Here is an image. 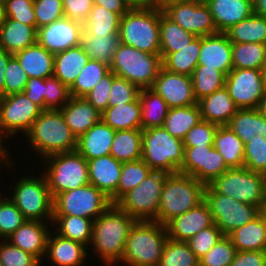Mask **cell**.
Listing matches in <instances>:
<instances>
[{
	"label": "cell",
	"instance_id": "obj_27",
	"mask_svg": "<svg viewBox=\"0 0 266 266\" xmlns=\"http://www.w3.org/2000/svg\"><path fill=\"white\" fill-rule=\"evenodd\" d=\"M114 134L115 130L100 120L77 139V151L86 160L110 155Z\"/></svg>",
	"mask_w": 266,
	"mask_h": 266
},
{
	"label": "cell",
	"instance_id": "obj_39",
	"mask_svg": "<svg viewBox=\"0 0 266 266\" xmlns=\"http://www.w3.org/2000/svg\"><path fill=\"white\" fill-rule=\"evenodd\" d=\"M52 225H56L54 230L58 235L89 247L93 220L75 216H53Z\"/></svg>",
	"mask_w": 266,
	"mask_h": 266
},
{
	"label": "cell",
	"instance_id": "obj_37",
	"mask_svg": "<svg viewBox=\"0 0 266 266\" xmlns=\"http://www.w3.org/2000/svg\"><path fill=\"white\" fill-rule=\"evenodd\" d=\"M160 56L177 52L187 46L196 36L169 19L160 11Z\"/></svg>",
	"mask_w": 266,
	"mask_h": 266
},
{
	"label": "cell",
	"instance_id": "obj_7",
	"mask_svg": "<svg viewBox=\"0 0 266 266\" xmlns=\"http://www.w3.org/2000/svg\"><path fill=\"white\" fill-rule=\"evenodd\" d=\"M161 67L160 55H152L121 43L113 55L110 71L141 90L152 87Z\"/></svg>",
	"mask_w": 266,
	"mask_h": 266
},
{
	"label": "cell",
	"instance_id": "obj_15",
	"mask_svg": "<svg viewBox=\"0 0 266 266\" xmlns=\"http://www.w3.org/2000/svg\"><path fill=\"white\" fill-rule=\"evenodd\" d=\"M225 88L239 109L257 108L265 92L262 70L232 69L226 75Z\"/></svg>",
	"mask_w": 266,
	"mask_h": 266
},
{
	"label": "cell",
	"instance_id": "obj_62",
	"mask_svg": "<svg viewBox=\"0 0 266 266\" xmlns=\"http://www.w3.org/2000/svg\"><path fill=\"white\" fill-rule=\"evenodd\" d=\"M64 16L84 24L93 7V0H62Z\"/></svg>",
	"mask_w": 266,
	"mask_h": 266
},
{
	"label": "cell",
	"instance_id": "obj_60",
	"mask_svg": "<svg viewBox=\"0 0 266 266\" xmlns=\"http://www.w3.org/2000/svg\"><path fill=\"white\" fill-rule=\"evenodd\" d=\"M5 17L28 26H36L34 0H7L4 3Z\"/></svg>",
	"mask_w": 266,
	"mask_h": 266
},
{
	"label": "cell",
	"instance_id": "obj_71",
	"mask_svg": "<svg viewBox=\"0 0 266 266\" xmlns=\"http://www.w3.org/2000/svg\"><path fill=\"white\" fill-rule=\"evenodd\" d=\"M2 139L6 140V138L0 136V165H1V162H4L5 164H7V166L9 165L10 168L14 167L11 165L12 164V161H10L11 159H8V157H9L8 156L9 153L7 151L8 148H5L2 145L3 144ZM0 169H1V166H0Z\"/></svg>",
	"mask_w": 266,
	"mask_h": 266
},
{
	"label": "cell",
	"instance_id": "obj_1",
	"mask_svg": "<svg viewBox=\"0 0 266 266\" xmlns=\"http://www.w3.org/2000/svg\"><path fill=\"white\" fill-rule=\"evenodd\" d=\"M136 220L117 204L108 207L93 221L90 246L106 266H115L122 260L125 243Z\"/></svg>",
	"mask_w": 266,
	"mask_h": 266
},
{
	"label": "cell",
	"instance_id": "obj_21",
	"mask_svg": "<svg viewBox=\"0 0 266 266\" xmlns=\"http://www.w3.org/2000/svg\"><path fill=\"white\" fill-rule=\"evenodd\" d=\"M205 65L220 70L225 76L233 69L232 42L225 33L201 37L198 66Z\"/></svg>",
	"mask_w": 266,
	"mask_h": 266
},
{
	"label": "cell",
	"instance_id": "obj_22",
	"mask_svg": "<svg viewBox=\"0 0 266 266\" xmlns=\"http://www.w3.org/2000/svg\"><path fill=\"white\" fill-rule=\"evenodd\" d=\"M49 224L44 221L26 220L6 240L21 250L32 254L41 262L42 259L44 260L47 240L51 232Z\"/></svg>",
	"mask_w": 266,
	"mask_h": 266
},
{
	"label": "cell",
	"instance_id": "obj_36",
	"mask_svg": "<svg viewBox=\"0 0 266 266\" xmlns=\"http://www.w3.org/2000/svg\"><path fill=\"white\" fill-rule=\"evenodd\" d=\"M214 148L229 168L244 167V142L228 126H218Z\"/></svg>",
	"mask_w": 266,
	"mask_h": 266
},
{
	"label": "cell",
	"instance_id": "obj_4",
	"mask_svg": "<svg viewBox=\"0 0 266 266\" xmlns=\"http://www.w3.org/2000/svg\"><path fill=\"white\" fill-rule=\"evenodd\" d=\"M206 185L182 173L168 174L163 185L157 222L166 225L204 201Z\"/></svg>",
	"mask_w": 266,
	"mask_h": 266
},
{
	"label": "cell",
	"instance_id": "obj_47",
	"mask_svg": "<svg viewBox=\"0 0 266 266\" xmlns=\"http://www.w3.org/2000/svg\"><path fill=\"white\" fill-rule=\"evenodd\" d=\"M151 171L142 159L124 162L116 190V203L130 190L141 184Z\"/></svg>",
	"mask_w": 266,
	"mask_h": 266
},
{
	"label": "cell",
	"instance_id": "obj_72",
	"mask_svg": "<svg viewBox=\"0 0 266 266\" xmlns=\"http://www.w3.org/2000/svg\"><path fill=\"white\" fill-rule=\"evenodd\" d=\"M257 110L264 118H266V91L264 92V95L260 98Z\"/></svg>",
	"mask_w": 266,
	"mask_h": 266
},
{
	"label": "cell",
	"instance_id": "obj_50",
	"mask_svg": "<svg viewBox=\"0 0 266 266\" xmlns=\"http://www.w3.org/2000/svg\"><path fill=\"white\" fill-rule=\"evenodd\" d=\"M26 221L16 205L6 197H0V240H6Z\"/></svg>",
	"mask_w": 266,
	"mask_h": 266
},
{
	"label": "cell",
	"instance_id": "obj_77",
	"mask_svg": "<svg viewBox=\"0 0 266 266\" xmlns=\"http://www.w3.org/2000/svg\"><path fill=\"white\" fill-rule=\"evenodd\" d=\"M7 0H0V2L5 3Z\"/></svg>",
	"mask_w": 266,
	"mask_h": 266
},
{
	"label": "cell",
	"instance_id": "obj_73",
	"mask_svg": "<svg viewBox=\"0 0 266 266\" xmlns=\"http://www.w3.org/2000/svg\"><path fill=\"white\" fill-rule=\"evenodd\" d=\"M5 19V8L4 3L0 2V24Z\"/></svg>",
	"mask_w": 266,
	"mask_h": 266
},
{
	"label": "cell",
	"instance_id": "obj_16",
	"mask_svg": "<svg viewBox=\"0 0 266 266\" xmlns=\"http://www.w3.org/2000/svg\"><path fill=\"white\" fill-rule=\"evenodd\" d=\"M163 13L196 37L218 33L208 5L185 0L168 6Z\"/></svg>",
	"mask_w": 266,
	"mask_h": 266
},
{
	"label": "cell",
	"instance_id": "obj_56",
	"mask_svg": "<svg viewBox=\"0 0 266 266\" xmlns=\"http://www.w3.org/2000/svg\"><path fill=\"white\" fill-rule=\"evenodd\" d=\"M28 76L13 55L7 64L3 97L23 92L28 82Z\"/></svg>",
	"mask_w": 266,
	"mask_h": 266
},
{
	"label": "cell",
	"instance_id": "obj_51",
	"mask_svg": "<svg viewBox=\"0 0 266 266\" xmlns=\"http://www.w3.org/2000/svg\"><path fill=\"white\" fill-rule=\"evenodd\" d=\"M237 253L230 238L223 235L219 241L199 259V266H229Z\"/></svg>",
	"mask_w": 266,
	"mask_h": 266
},
{
	"label": "cell",
	"instance_id": "obj_70",
	"mask_svg": "<svg viewBox=\"0 0 266 266\" xmlns=\"http://www.w3.org/2000/svg\"><path fill=\"white\" fill-rule=\"evenodd\" d=\"M130 8H150L152 0H124Z\"/></svg>",
	"mask_w": 266,
	"mask_h": 266
},
{
	"label": "cell",
	"instance_id": "obj_33",
	"mask_svg": "<svg viewBox=\"0 0 266 266\" xmlns=\"http://www.w3.org/2000/svg\"><path fill=\"white\" fill-rule=\"evenodd\" d=\"M243 142L249 143L254 135L266 138V118L257 108L238 109L227 125Z\"/></svg>",
	"mask_w": 266,
	"mask_h": 266
},
{
	"label": "cell",
	"instance_id": "obj_32",
	"mask_svg": "<svg viewBox=\"0 0 266 266\" xmlns=\"http://www.w3.org/2000/svg\"><path fill=\"white\" fill-rule=\"evenodd\" d=\"M101 120L115 131L142 129L139 97L129 103L107 107L101 113Z\"/></svg>",
	"mask_w": 266,
	"mask_h": 266
},
{
	"label": "cell",
	"instance_id": "obj_14",
	"mask_svg": "<svg viewBox=\"0 0 266 266\" xmlns=\"http://www.w3.org/2000/svg\"><path fill=\"white\" fill-rule=\"evenodd\" d=\"M42 111L24 92L0 97V136L26 135Z\"/></svg>",
	"mask_w": 266,
	"mask_h": 266
},
{
	"label": "cell",
	"instance_id": "obj_25",
	"mask_svg": "<svg viewBox=\"0 0 266 266\" xmlns=\"http://www.w3.org/2000/svg\"><path fill=\"white\" fill-rule=\"evenodd\" d=\"M207 5L217 32L222 33L253 14L252 0H211Z\"/></svg>",
	"mask_w": 266,
	"mask_h": 266
},
{
	"label": "cell",
	"instance_id": "obj_43",
	"mask_svg": "<svg viewBox=\"0 0 266 266\" xmlns=\"http://www.w3.org/2000/svg\"><path fill=\"white\" fill-rule=\"evenodd\" d=\"M121 16L117 13L99 6L93 5L83 31L89 36H106L119 33Z\"/></svg>",
	"mask_w": 266,
	"mask_h": 266
},
{
	"label": "cell",
	"instance_id": "obj_38",
	"mask_svg": "<svg viewBox=\"0 0 266 266\" xmlns=\"http://www.w3.org/2000/svg\"><path fill=\"white\" fill-rule=\"evenodd\" d=\"M138 97L141 103L142 130L163 127L169 110L165 100L151 88L141 89Z\"/></svg>",
	"mask_w": 266,
	"mask_h": 266
},
{
	"label": "cell",
	"instance_id": "obj_10",
	"mask_svg": "<svg viewBox=\"0 0 266 266\" xmlns=\"http://www.w3.org/2000/svg\"><path fill=\"white\" fill-rule=\"evenodd\" d=\"M40 176L21 177L13 187L12 196L8 198L16 205L26 220L44 222L50 220L49 222L53 226V198L44 175Z\"/></svg>",
	"mask_w": 266,
	"mask_h": 266
},
{
	"label": "cell",
	"instance_id": "obj_29",
	"mask_svg": "<svg viewBox=\"0 0 266 266\" xmlns=\"http://www.w3.org/2000/svg\"><path fill=\"white\" fill-rule=\"evenodd\" d=\"M28 78L46 79L54 73V54L38 42L14 54Z\"/></svg>",
	"mask_w": 266,
	"mask_h": 266
},
{
	"label": "cell",
	"instance_id": "obj_58",
	"mask_svg": "<svg viewBox=\"0 0 266 266\" xmlns=\"http://www.w3.org/2000/svg\"><path fill=\"white\" fill-rule=\"evenodd\" d=\"M223 236L216 224L202 229L196 235L186 241L189 248L200 259L204 256Z\"/></svg>",
	"mask_w": 266,
	"mask_h": 266
},
{
	"label": "cell",
	"instance_id": "obj_69",
	"mask_svg": "<svg viewBox=\"0 0 266 266\" xmlns=\"http://www.w3.org/2000/svg\"><path fill=\"white\" fill-rule=\"evenodd\" d=\"M182 1H185V0H152V8L163 11L168 6L175 4V3H180Z\"/></svg>",
	"mask_w": 266,
	"mask_h": 266
},
{
	"label": "cell",
	"instance_id": "obj_8",
	"mask_svg": "<svg viewBox=\"0 0 266 266\" xmlns=\"http://www.w3.org/2000/svg\"><path fill=\"white\" fill-rule=\"evenodd\" d=\"M44 162L47 168L43 175L52 198L89 184L87 160L77 150L49 155Z\"/></svg>",
	"mask_w": 266,
	"mask_h": 266
},
{
	"label": "cell",
	"instance_id": "obj_40",
	"mask_svg": "<svg viewBox=\"0 0 266 266\" xmlns=\"http://www.w3.org/2000/svg\"><path fill=\"white\" fill-rule=\"evenodd\" d=\"M224 33L232 43L266 44V19L252 14Z\"/></svg>",
	"mask_w": 266,
	"mask_h": 266
},
{
	"label": "cell",
	"instance_id": "obj_41",
	"mask_svg": "<svg viewBox=\"0 0 266 266\" xmlns=\"http://www.w3.org/2000/svg\"><path fill=\"white\" fill-rule=\"evenodd\" d=\"M120 44L119 33L106 36H89L84 31L80 43L90 59L102 62L109 67Z\"/></svg>",
	"mask_w": 266,
	"mask_h": 266
},
{
	"label": "cell",
	"instance_id": "obj_9",
	"mask_svg": "<svg viewBox=\"0 0 266 266\" xmlns=\"http://www.w3.org/2000/svg\"><path fill=\"white\" fill-rule=\"evenodd\" d=\"M210 186L218 194L260 209L266 203V174L253 172L245 167L229 168Z\"/></svg>",
	"mask_w": 266,
	"mask_h": 266
},
{
	"label": "cell",
	"instance_id": "obj_67",
	"mask_svg": "<svg viewBox=\"0 0 266 266\" xmlns=\"http://www.w3.org/2000/svg\"><path fill=\"white\" fill-rule=\"evenodd\" d=\"M12 56V54L6 52L3 48H0V97H3L6 67Z\"/></svg>",
	"mask_w": 266,
	"mask_h": 266
},
{
	"label": "cell",
	"instance_id": "obj_64",
	"mask_svg": "<svg viewBox=\"0 0 266 266\" xmlns=\"http://www.w3.org/2000/svg\"><path fill=\"white\" fill-rule=\"evenodd\" d=\"M229 266H266V251H239Z\"/></svg>",
	"mask_w": 266,
	"mask_h": 266
},
{
	"label": "cell",
	"instance_id": "obj_75",
	"mask_svg": "<svg viewBox=\"0 0 266 266\" xmlns=\"http://www.w3.org/2000/svg\"><path fill=\"white\" fill-rule=\"evenodd\" d=\"M260 213L263 216L265 223H266V203L262 206Z\"/></svg>",
	"mask_w": 266,
	"mask_h": 266
},
{
	"label": "cell",
	"instance_id": "obj_23",
	"mask_svg": "<svg viewBox=\"0 0 266 266\" xmlns=\"http://www.w3.org/2000/svg\"><path fill=\"white\" fill-rule=\"evenodd\" d=\"M54 235V236H53ZM87 247L81 243L72 241L51 231L48 240L45 257L56 266H82L87 258Z\"/></svg>",
	"mask_w": 266,
	"mask_h": 266
},
{
	"label": "cell",
	"instance_id": "obj_34",
	"mask_svg": "<svg viewBox=\"0 0 266 266\" xmlns=\"http://www.w3.org/2000/svg\"><path fill=\"white\" fill-rule=\"evenodd\" d=\"M110 155L121 163L142 159V129L115 131Z\"/></svg>",
	"mask_w": 266,
	"mask_h": 266
},
{
	"label": "cell",
	"instance_id": "obj_24",
	"mask_svg": "<svg viewBox=\"0 0 266 266\" xmlns=\"http://www.w3.org/2000/svg\"><path fill=\"white\" fill-rule=\"evenodd\" d=\"M60 111L65 123L77 139L101 120V113L84 97L71 96L68 103Z\"/></svg>",
	"mask_w": 266,
	"mask_h": 266
},
{
	"label": "cell",
	"instance_id": "obj_59",
	"mask_svg": "<svg viewBox=\"0 0 266 266\" xmlns=\"http://www.w3.org/2000/svg\"><path fill=\"white\" fill-rule=\"evenodd\" d=\"M140 89L128 80L115 77L109 92L108 107L129 103L136 100Z\"/></svg>",
	"mask_w": 266,
	"mask_h": 266
},
{
	"label": "cell",
	"instance_id": "obj_63",
	"mask_svg": "<svg viewBox=\"0 0 266 266\" xmlns=\"http://www.w3.org/2000/svg\"><path fill=\"white\" fill-rule=\"evenodd\" d=\"M229 167L226 165L222 155L212 146L207 149L206 159V185H210L216 178L226 172Z\"/></svg>",
	"mask_w": 266,
	"mask_h": 266
},
{
	"label": "cell",
	"instance_id": "obj_45",
	"mask_svg": "<svg viewBox=\"0 0 266 266\" xmlns=\"http://www.w3.org/2000/svg\"><path fill=\"white\" fill-rule=\"evenodd\" d=\"M110 72V67L97 60L90 59L69 88L72 97H84L94 86Z\"/></svg>",
	"mask_w": 266,
	"mask_h": 266
},
{
	"label": "cell",
	"instance_id": "obj_53",
	"mask_svg": "<svg viewBox=\"0 0 266 266\" xmlns=\"http://www.w3.org/2000/svg\"><path fill=\"white\" fill-rule=\"evenodd\" d=\"M70 97L69 88L58 78L52 76L45 79L44 110H60Z\"/></svg>",
	"mask_w": 266,
	"mask_h": 266
},
{
	"label": "cell",
	"instance_id": "obj_17",
	"mask_svg": "<svg viewBox=\"0 0 266 266\" xmlns=\"http://www.w3.org/2000/svg\"><path fill=\"white\" fill-rule=\"evenodd\" d=\"M167 103L169 109L197 104L192 77L170 72L163 67L151 87Z\"/></svg>",
	"mask_w": 266,
	"mask_h": 266
},
{
	"label": "cell",
	"instance_id": "obj_13",
	"mask_svg": "<svg viewBox=\"0 0 266 266\" xmlns=\"http://www.w3.org/2000/svg\"><path fill=\"white\" fill-rule=\"evenodd\" d=\"M204 201L210 209L214 223L226 236L255 219L261 212L258 206L218 194L210 185H206Z\"/></svg>",
	"mask_w": 266,
	"mask_h": 266
},
{
	"label": "cell",
	"instance_id": "obj_42",
	"mask_svg": "<svg viewBox=\"0 0 266 266\" xmlns=\"http://www.w3.org/2000/svg\"><path fill=\"white\" fill-rule=\"evenodd\" d=\"M201 120L198 104L168 110L164 129L173 137L184 139L188 131Z\"/></svg>",
	"mask_w": 266,
	"mask_h": 266
},
{
	"label": "cell",
	"instance_id": "obj_30",
	"mask_svg": "<svg viewBox=\"0 0 266 266\" xmlns=\"http://www.w3.org/2000/svg\"><path fill=\"white\" fill-rule=\"evenodd\" d=\"M89 60L81 45L56 53L53 76L70 88Z\"/></svg>",
	"mask_w": 266,
	"mask_h": 266
},
{
	"label": "cell",
	"instance_id": "obj_26",
	"mask_svg": "<svg viewBox=\"0 0 266 266\" xmlns=\"http://www.w3.org/2000/svg\"><path fill=\"white\" fill-rule=\"evenodd\" d=\"M201 119L218 126H227L239 109L225 86L198 101Z\"/></svg>",
	"mask_w": 266,
	"mask_h": 266
},
{
	"label": "cell",
	"instance_id": "obj_46",
	"mask_svg": "<svg viewBox=\"0 0 266 266\" xmlns=\"http://www.w3.org/2000/svg\"><path fill=\"white\" fill-rule=\"evenodd\" d=\"M191 77L197 102L225 86L226 76L220 70L206 65L197 66Z\"/></svg>",
	"mask_w": 266,
	"mask_h": 266
},
{
	"label": "cell",
	"instance_id": "obj_74",
	"mask_svg": "<svg viewBox=\"0 0 266 266\" xmlns=\"http://www.w3.org/2000/svg\"><path fill=\"white\" fill-rule=\"evenodd\" d=\"M262 76H263V82H264V89L266 91V64L265 66L263 67V70H262Z\"/></svg>",
	"mask_w": 266,
	"mask_h": 266
},
{
	"label": "cell",
	"instance_id": "obj_54",
	"mask_svg": "<svg viewBox=\"0 0 266 266\" xmlns=\"http://www.w3.org/2000/svg\"><path fill=\"white\" fill-rule=\"evenodd\" d=\"M217 129L218 125L201 119L185 135L184 147L214 146Z\"/></svg>",
	"mask_w": 266,
	"mask_h": 266
},
{
	"label": "cell",
	"instance_id": "obj_76",
	"mask_svg": "<svg viewBox=\"0 0 266 266\" xmlns=\"http://www.w3.org/2000/svg\"><path fill=\"white\" fill-rule=\"evenodd\" d=\"M192 1L196 2L197 4L207 5L211 0H192Z\"/></svg>",
	"mask_w": 266,
	"mask_h": 266
},
{
	"label": "cell",
	"instance_id": "obj_20",
	"mask_svg": "<svg viewBox=\"0 0 266 266\" xmlns=\"http://www.w3.org/2000/svg\"><path fill=\"white\" fill-rule=\"evenodd\" d=\"M122 164L111 155L87 160L89 183L110 198L112 204H116Z\"/></svg>",
	"mask_w": 266,
	"mask_h": 266
},
{
	"label": "cell",
	"instance_id": "obj_65",
	"mask_svg": "<svg viewBox=\"0 0 266 266\" xmlns=\"http://www.w3.org/2000/svg\"><path fill=\"white\" fill-rule=\"evenodd\" d=\"M23 92L31 101L44 110L45 79L29 78Z\"/></svg>",
	"mask_w": 266,
	"mask_h": 266
},
{
	"label": "cell",
	"instance_id": "obj_31",
	"mask_svg": "<svg viewBox=\"0 0 266 266\" xmlns=\"http://www.w3.org/2000/svg\"><path fill=\"white\" fill-rule=\"evenodd\" d=\"M236 251H266V223L261 213L227 235Z\"/></svg>",
	"mask_w": 266,
	"mask_h": 266
},
{
	"label": "cell",
	"instance_id": "obj_18",
	"mask_svg": "<svg viewBox=\"0 0 266 266\" xmlns=\"http://www.w3.org/2000/svg\"><path fill=\"white\" fill-rule=\"evenodd\" d=\"M83 24L63 17L37 29V42L56 54L81 43Z\"/></svg>",
	"mask_w": 266,
	"mask_h": 266
},
{
	"label": "cell",
	"instance_id": "obj_57",
	"mask_svg": "<svg viewBox=\"0 0 266 266\" xmlns=\"http://www.w3.org/2000/svg\"><path fill=\"white\" fill-rule=\"evenodd\" d=\"M34 12L37 29L65 17L62 0H34Z\"/></svg>",
	"mask_w": 266,
	"mask_h": 266
},
{
	"label": "cell",
	"instance_id": "obj_3",
	"mask_svg": "<svg viewBox=\"0 0 266 266\" xmlns=\"http://www.w3.org/2000/svg\"><path fill=\"white\" fill-rule=\"evenodd\" d=\"M168 234L166 226L156 221H136L125 243L120 264L158 266Z\"/></svg>",
	"mask_w": 266,
	"mask_h": 266
},
{
	"label": "cell",
	"instance_id": "obj_66",
	"mask_svg": "<svg viewBox=\"0 0 266 266\" xmlns=\"http://www.w3.org/2000/svg\"><path fill=\"white\" fill-rule=\"evenodd\" d=\"M93 4L102 6L121 17L130 9L124 0H93Z\"/></svg>",
	"mask_w": 266,
	"mask_h": 266
},
{
	"label": "cell",
	"instance_id": "obj_55",
	"mask_svg": "<svg viewBox=\"0 0 266 266\" xmlns=\"http://www.w3.org/2000/svg\"><path fill=\"white\" fill-rule=\"evenodd\" d=\"M0 262L3 266H41L35 256L12 245L8 240L0 241Z\"/></svg>",
	"mask_w": 266,
	"mask_h": 266
},
{
	"label": "cell",
	"instance_id": "obj_19",
	"mask_svg": "<svg viewBox=\"0 0 266 266\" xmlns=\"http://www.w3.org/2000/svg\"><path fill=\"white\" fill-rule=\"evenodd\" d=\"M210 209L205 201L191 210L176 216L165 226L168 238L175 241H188L202 229L214 225Z\"/></svg>",
	"mask_w": 266,
	"mask_h": 266
},
{
	"label": "cell",
	"instance_id": "obj_61",
	"mask_svg": "<svg viewBox=\"0 0 266 266\" xmlns=\"http://www.w3.org/2000/svg\"><path fill=\"white\" fill-rule=\"evenodd\" d=\"M116 76L112 71L105 75L84 98L100 113L108 107L109 92Z\"/></svg>",
	"mask_w": 266,
	"mask_h": 266
},
{
	"label": "cell",
	"instance_id": "obj_12",
	"mask_svg": "<svg viewBox=\"0 0 266 266\" xmlns=\"http://www.w3.org/2000/svg\"><path fill=\"white\" fill-rule=\"evenodd\" d=\"M111 205L110 198L89 183L57 194L53 198V216H75L94 221Z\"/></svg>",
	"mask_w": 266,
	"mask_h": 266
},
{
	"label": "cell",
	"instance_id": "obj_28",
	"mask_svg": "<svg viewBox=\"0 0 266 266\" xmlns=\"http://www.w3.org/2000/svg\"><path fill=\"white\" fill-rule=\"evenodd\" d=\"M37 42L36 26L5 17L0 24V48L14 55Z\"/></svg>",
	"mask_w": 266,
	"mask_h": 266
},
{
	"label": "cell",
	"instance_id": "obj_52",
	"mask_svg": "<svg viewBox=\"0 0 266 266\" xmlns=\"http://www.w3.org/2000/svg\"><path fill=\"white\" fill-rule=\"evenodd\" d=\"M244 167L266 174V138L254 135L249 143L244 145Z\"/></svg>",
	"mask_w": 266,
	"mask_h": 266
},
{
	"label": "cell",
	"instance_id": "obj_11",
	"mask_svg": "<svg viewBox=\"0 0 266 266\" xmlns=\"http://www.w3.org/2000/svg\"><path fill=\"white\" fill-rule=\"evenodd\" d=\"M168 173L151 171L136 188L116 204L136 221H156L163 185Z\"/></svg>",
	"mask_w": 266,
	"mask_h": 266
},
{
	"label": "cell",
	"instance_id": "obj_35",
	"mask_svg": "<svg viewBox=\"0 0 266 266\" xmlns=\"http://www.w3.org/2000/svg\"><path fill=\"white\" fill-rule=\"evenodd\" d=\"M201 37H195L187 46L162 58V67L170 72L192 76L198 66Z\"/></svg>",
	"mask_w": 266,
	"mask_h": 266
},
{
	"label": "cell",
	"instance_id": "obj_5",
	"mask_svg": "<svg viewBox=\"0 0 266 266\" xmlns=\"http://www.w3.org/2000/svg\"><path fill=\"white\" fill-rule=\"evenodd\" d=\"M160 10L130 8L120 20L121 43L152 55H160Z\"/></svg>",
	"mask_w": 266,
	"mask_h": 266
},
{
	"label": "cell",
	"instance_id": "obj_48",
	"mask_svg": "<svg viewBox=\"0 0 266 266\" xmlns=\"http://www.w3.org/2000/svg\"><path fill=\"white\" fill-rule=\"evenodd\" d=\"M158 266H199V258L187 242L168 238Z\"/></svg>",
	"mask_w": 266,
	"mask_h": 266
},
{
	"label": "cell",
	"instance_id": "obj_44",
	"mask_svg": "<svg viewBox=\"0 0 266 266\" xmlns=\"http://www.w3.org/2000/svg\"><path fill=\"white\" fill-rule=\"evenodd\" d=\"M233 69L263 70L266 64V44L232 43Z\"/></svg>",
	"mask_w": 266,
	"mask_h": 266
},
{
	"label": "cell",
	"instance_id": "obj_49",
	"mask_svg": "<svg viewBox=\"0 0 266 266\" xmlns=\"http://www.w3.org/2000/svg\"><path fill=\"white\" fill-rule=\"evenodd\" d=\"M212 146L184 147V160L179 173L194 177L206 185L207 149Z\"/></svg>",
	"mask_w": 266,
	"mask_h": 266
},
{
	"label": "cell",
	"instance_id": "obj_2",
	"mask_svg": "<svg viewBox=\"0 0 266 266\" xmlns=\"http://www.w3.org/2000/svg\"><path fill=\"white\" fill-rule=\"evenodd\" d=\"M30 149L40 158L77 150V138L65 123L60 110H43L27 132Z\"/></svg>",
	"mask_w": 266,
	"mask_h": 266
},
{
	"label": "cell",
	"instance_id": "obj_6",
	"mask_svg": "<svg viewBox=\"0 0 266 266\" xmlns=\"http://www.w3.org/2000/svg\"><path fill=\"white\" fill-rule=\"evenodd\" d=\"M142 160L152 171L178 173L184 160V144L164 127L142 130Z\"/></svg>",
	"mask_w": 266,
	"mask_h": 266
},
{
	"label": "cell",
	"instance_id": "obj_68",
	"mask_svg": "<svg viewBox=\"0 0 266 266\" xmlns=\"http://www.w3.org/2000/svg\"><path fill=\"white\" fill-rule=\"evenodd\" d=\"M253 14L266 19V0H252Z\"/></svg>",
	"mask_w": 266,
	"mask_h": 266
}]
</instances>
